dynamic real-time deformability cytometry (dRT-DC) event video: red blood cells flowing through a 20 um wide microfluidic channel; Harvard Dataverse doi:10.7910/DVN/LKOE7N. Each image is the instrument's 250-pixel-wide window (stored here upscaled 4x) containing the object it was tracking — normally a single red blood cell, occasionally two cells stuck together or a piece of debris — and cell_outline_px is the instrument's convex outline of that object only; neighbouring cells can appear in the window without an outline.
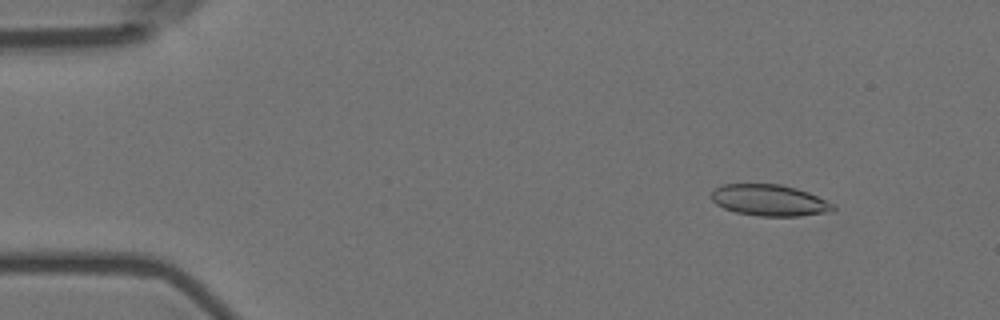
{"species": "Egyptian fruit bat (a non-hibernating species)", "species_latin": "Rousettus aegyptiacus", "temperature_condition": "room temperature", "stored_images_in_passage": 57, "camera_frame_rate_fps": 3000, "um_per_image_px": 0.085, "animal": {"sex": "female"}, "frame": {"image": 1, "passage_image": 7, "time_ms": 2.0, "image_size_px": [1000, 320], "cell_outline_px": [[836, 208], [832, 212], [800, 216], [760, 216], [736, 212], [724, 208], [716, 204], [712, 200], [712, 192], [716, 188], [724, 184], [780, 184], [796, 188], [808, 192], [836, 204]], "centroid_in_image_um": [65.46, 17.03], "position_along_channel_um": 19.5, "area_um2": 22.31}}
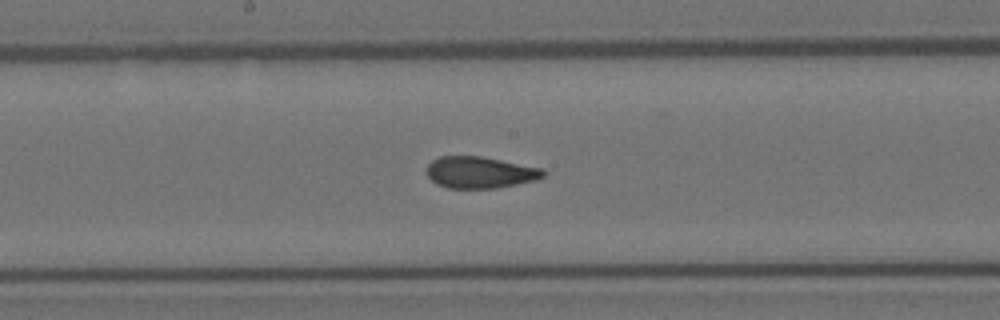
{"frame": {"image": 2, "passage_image": 30, "time_ms": 9.667, "image_size_px": [1000, 320], "cell_outline_px": [[548, 172], [544, 176], [536, 180], [496, 188], [448, 188], [436, 184], [428, 176], [428, 164], [432, 160], [440, 156], [480, 156], [544, 168]], "centroid_in_image_um": [40.84, 14.65], "position_along_channel_um": 207.4, "area_um2": 21.5}}
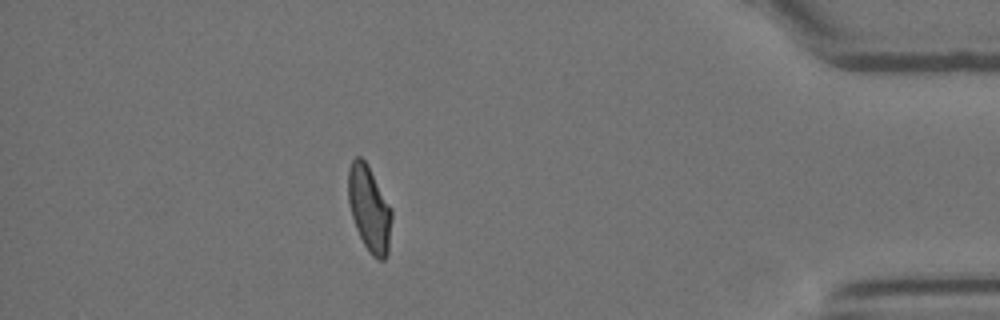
{"frame": {"image": 3, "passage_image": 50, "time_ms": 16.333, "image_size_px": [1000, 320], "cell_outline_px": [[392, 216], [388, 252], [384, 260], [376, 260], [372, 256], [364, 244], [356, 228], [352, 216], [348, 200], [348, 172], [352, 160], [356, 156], [360, 156], [368, 164], [392, 208]], "centroid_in_image_um": [31.4, 17.73], "position_along_channel_um": 403.8, "area_um2": 21.79}}